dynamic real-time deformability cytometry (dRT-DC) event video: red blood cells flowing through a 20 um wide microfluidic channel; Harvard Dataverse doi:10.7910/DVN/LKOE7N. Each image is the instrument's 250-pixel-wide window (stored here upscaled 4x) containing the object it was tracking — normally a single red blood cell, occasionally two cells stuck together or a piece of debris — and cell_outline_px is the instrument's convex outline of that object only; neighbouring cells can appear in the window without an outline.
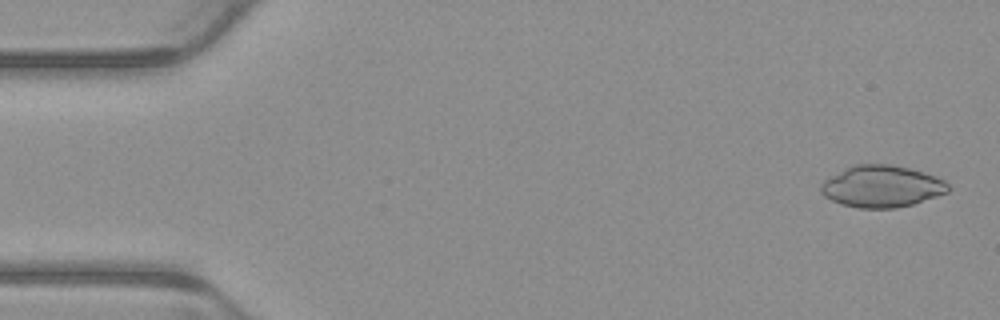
{"species": "common noctule bat (a hibernating species)", "species_latin": "Nyctalus noctula", "temperature_condition": "warm", "stored_images_in_passage": 4, "camera_frame_rate_fps": 3000, "um_per_image_px": 0.085, "animal": {"sex": "male", "body_mass_g": 23.1, "forearm_length_mm": 52.7}, "frame": {"image": 1, "passage_image": 1, "time_ms": 0.0, "image_size_px": [1000, 320], "cell_outline_px": [[952, 188], [948, 192], [912, 204], [896, 208], [860, 208], [840, 204], [824, 196], [820, 192], [820, 184], [824, 180], [852, 164], [892, 164], [924, 172], [936, 176], [944, 180]], "centroid_in_image_um": [74.94, 15.84], "position_along_channel_um": 10.1, "area_um2": 31.1}}